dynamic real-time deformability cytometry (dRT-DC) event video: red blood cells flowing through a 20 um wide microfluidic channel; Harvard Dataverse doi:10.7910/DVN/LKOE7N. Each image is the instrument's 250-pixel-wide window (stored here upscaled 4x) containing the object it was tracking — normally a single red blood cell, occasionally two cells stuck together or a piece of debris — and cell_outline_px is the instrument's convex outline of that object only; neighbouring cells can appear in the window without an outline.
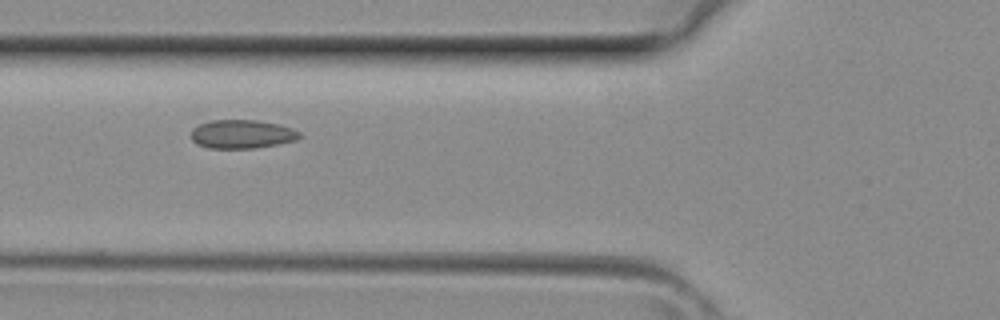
{"species": "common noctule bat (a hibernating species)", "species_latin": "Nyctalus noctula", "temperature_condition": "room temperature", "stored_images_in_passage": 5, "camera_frame_rate_fps": 3000, "um_per_image_px": 0.085, "animal": {"sex": "female", "body_mass_g": 29.2, "forearm_length_mm": 56.3}, "frame": {"image": 1, "passage_image": 4, "time_ms": 1.0, "image_size_px": [1000, 320], "cell_outline_px": [[300, 136], [296, 140], [276, 144], [252, 148], [208, 148], [196, 144], [192, 140], [192, 128], [200, 124], [212, 120], [256, 120], [280, 124], [292, 128], [300, 132]], "centroid_in_image_um": [20.55, 11.39], "position_along_channel_um": 105.2, "area_um2": 18.03}}
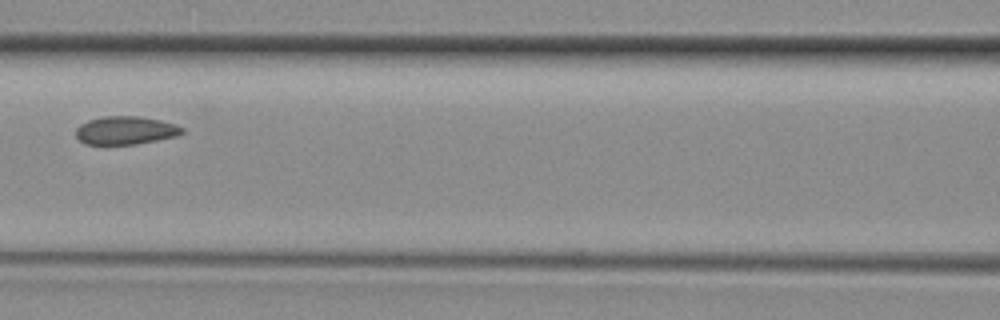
{"frame": {"image": 2, "passage_image": 5, "time_ms": 1.333, "image_size_px": [1000, 320], "cell_outline_px": [[184, 132], [176, 136], [136, 144], [84, 144], [76, 136], [76, 128], [80, 124], [88, 120], [104, 116], [136, 116], [160, 120], [176, 124], [184, 128]], "centroid_in_image_um": [10.66, 11.08], "position_along_channel_um": 155.9, "area_um2": 17.4}}